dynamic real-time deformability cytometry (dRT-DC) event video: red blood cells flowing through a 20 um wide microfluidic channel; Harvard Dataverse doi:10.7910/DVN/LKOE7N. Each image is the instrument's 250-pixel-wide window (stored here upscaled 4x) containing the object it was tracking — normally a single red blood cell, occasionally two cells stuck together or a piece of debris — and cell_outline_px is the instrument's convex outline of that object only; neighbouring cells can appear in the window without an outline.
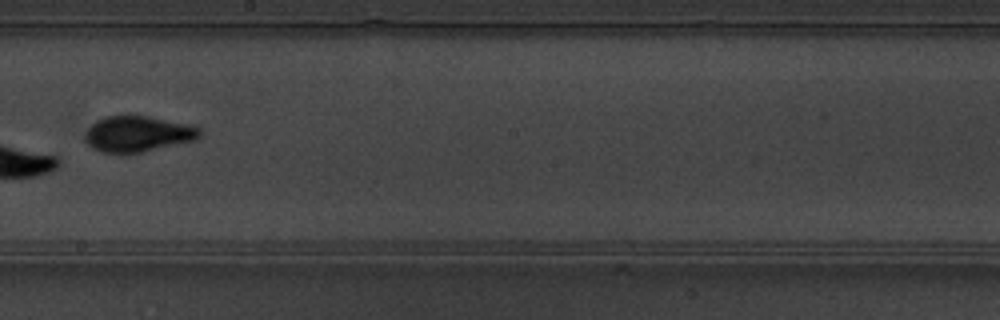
{"species": "common noctule bat (a hibernating species)", "species_latin": "Nyctalus noctula", "temperature_condition": "warm", "stored_images_in_passage": 13, "camera_frame_rate_fps": 3000, "um_per_image_px": 0.085, "animal": {"sex": "male", "body_mass_g": 19.5, "forearm_length_mm": 54.6}, "frame": {"image": 1, "passage_image": 6, "time_ms": 1.667, "image_size_px": [1000, 320], "cell_outline_px": [[200, 136], [196, 140], [140, 152], [104, 152], [92, 148], [84, 140], [84, 136], [88, 128], [96, 120], [104, 116], [148, 116], [188, 124], [200, 128]], "centroid_in_image_um": [11.7, 11.37], "position_along_channel_um": 236.5, "area_um2": 23.64}}
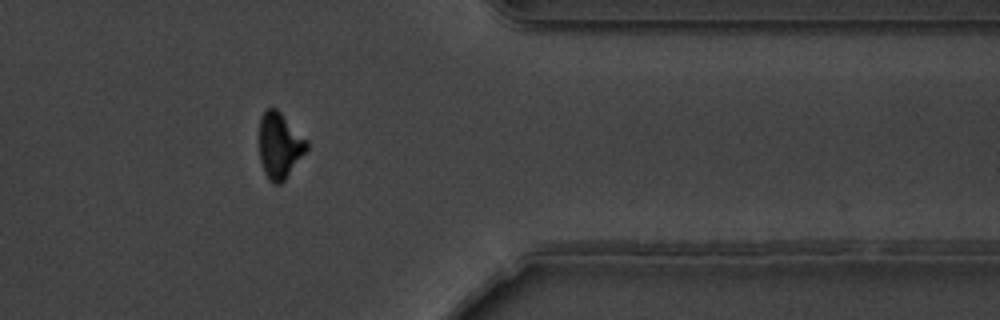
{"frame": {"image": 2, "passage_image": 10, "time_ms": 3.0, "image_size_px": [1000, 320], "cell_outline_px": [[308, 148], [284, 180], [280, 184], [272, 184], [268, 180], [264, 172], [260, 160], [260, 120], [264, 112], [268, 108], [276, 108], [308, 140]], "centroid_in_image_um": [23.77, 12.38], "position_along_channel_um": 387.6, "area_um2": 18.03}}
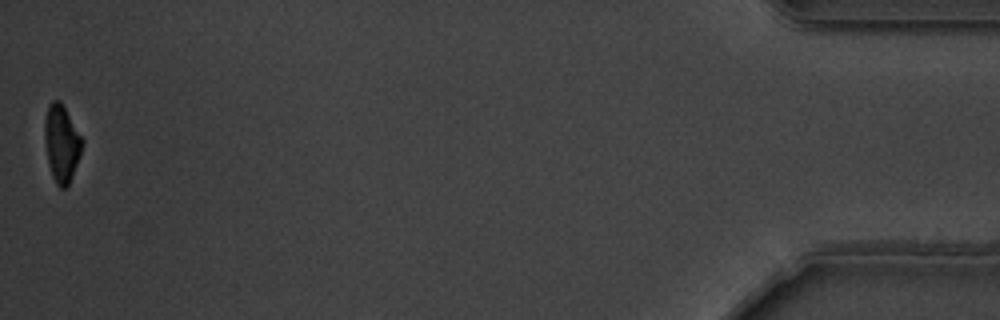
{"frame": {"image": 3, "passage_image": 13, "time_ms": 4.0, "image_size_px": [1000, 320], "cell_outline_px": [[84, 144], [80, 156], [72, 176], [68, 184], [64, 188], [60, 188], [56, 184], [52, 176], [48, 164], [44, 136], [44, 120], [48, 104], [52, 100], [60, 100], [84, 140]], "centroid_in_image_um": [5.23, 12.17], "position_along_channel_um": 430.0, "area_um2": 16.99}}